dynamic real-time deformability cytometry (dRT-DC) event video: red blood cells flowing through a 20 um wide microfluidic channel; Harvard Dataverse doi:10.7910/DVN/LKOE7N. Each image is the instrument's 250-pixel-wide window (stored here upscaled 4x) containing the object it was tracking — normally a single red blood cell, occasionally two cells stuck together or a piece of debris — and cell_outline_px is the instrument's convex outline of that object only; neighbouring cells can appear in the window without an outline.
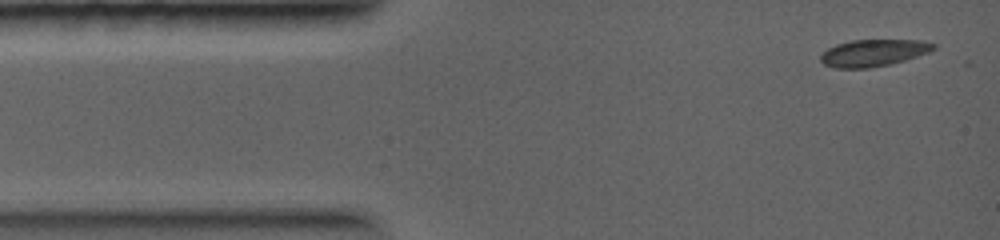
{"species": "common noctule bat (a hibernating species)", "species_latin": "Nyctalus noctula", "temperature_condition": "warm", "stored_images_in_passage": 21, "camera_frame_rate_fps": 5000, "um_per_image_px": 0.085, "animal": {"sex": "female", "body_mass_g": 19.0, "forearm_length_mm": 56.7}, "frame": {"image": 1, "passage_image": 1, "time_ms": 0.0, "image_size_px": [1000, 240], "cell_outline_px": [[936, 48], [928, 52], [904, 60], [888, 64], [868, 68], [836, 68], [824, 64], [820, 60], [820, 56], [828, 48], [836, 44], [852, 40], [920, 40], [936, 44]], "centroid_in_image_um": [74.22, 4.49], "position_along_channel_um": 10.8, "area_um2": 17.51}}
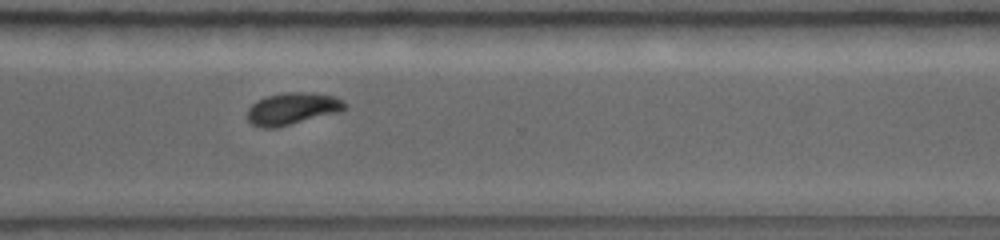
{"frame": {"image": 2, "passage_image": 15, "time_ms": 7.6, "image_size_px": [1000, 240], "cell_outline_px": [[348, 108], [344, 112], [276, 128], [260, 128], [252, 124], [248, 120], [248, 108], [256, 100], [268, 96], [284, 92], [308, 92], [336, 96], [348, 104]], "centroid_in_image_um": [24.93, 9.25], "position_along_channel_um": 345.7, "area_um2": 18.73}}
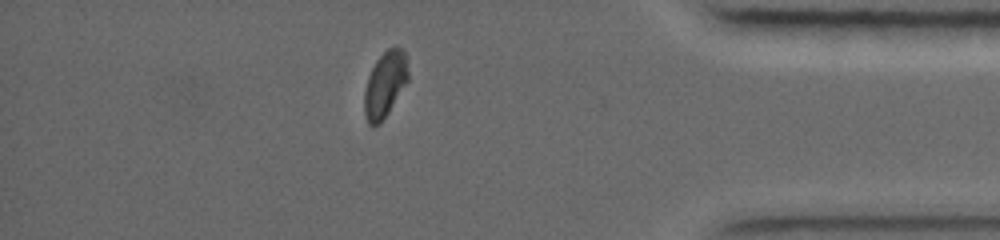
{"frame": {"image": 3, "passage_image": 18, "time_ms": 9.2, "image_size_px": [1000, 240], "cell_outline_px": [[408, 80], [388, 112], [380, 124], [372, 128], [368, 124], [364, 116], [364, 92], [368, 76], [376, 60], [388, 48], [396, 44], [404, 52], [408, 72]], "centroid_in_image_um": [32.7, 7.2], "position_along_channel_um": 402.5, "area_um2": 16.82}}